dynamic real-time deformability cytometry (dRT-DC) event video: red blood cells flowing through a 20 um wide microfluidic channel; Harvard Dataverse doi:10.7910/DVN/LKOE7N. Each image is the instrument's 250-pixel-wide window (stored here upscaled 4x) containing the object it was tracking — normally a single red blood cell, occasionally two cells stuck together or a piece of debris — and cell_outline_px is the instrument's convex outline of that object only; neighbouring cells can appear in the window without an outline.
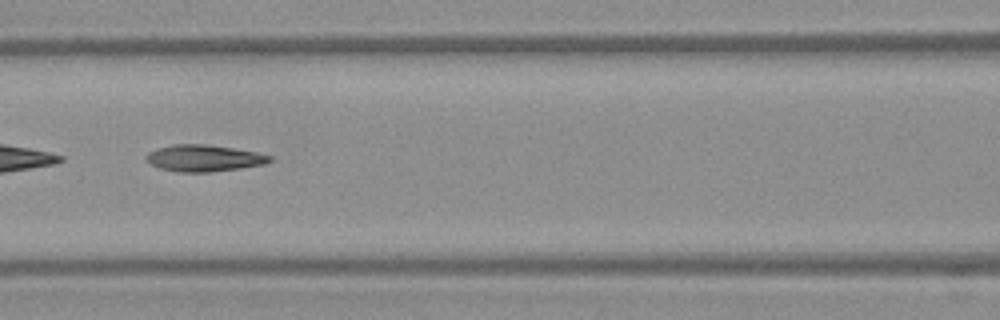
{"species": "Egyptian fruit bat (a non-hibernating species)", "species_latin": "Rousettus aegyptiacus", "temperature_condition": "warm", "stored_images_in_passage": 51, "camera_frame_rate_fps": 3000, "um_per_image_px": 0.085, "frame": {"image": 1, "passage_image": 22, "time_ms": 7.0, "image_size_px": [1000, 320], "cell_outline_px": [[272, 160], [264, 164], [240, 168], [208, 172], [176, 172], [160, 168], [148, 164], [144, 156], [148, 152], [156, 148], [172, 144], [204, 144], [232, 148], [256, 152], [272, 156]], "centroid_in_image_um": [17.27, 13.44], "position_along_channel_um": 149.3, "area_um2": 19.25}, "authors_computed_cell_mechanics": {"area_um2": 19.2474, "velocity_mm_per_s": 3.9648, "shape_relaxation_time_tau1_ms": null, "shape_relaxation_time_tau2_ms": 3.3551, "deformation_change_tau1": null, "deformation_change_tau2": 0.1384}}